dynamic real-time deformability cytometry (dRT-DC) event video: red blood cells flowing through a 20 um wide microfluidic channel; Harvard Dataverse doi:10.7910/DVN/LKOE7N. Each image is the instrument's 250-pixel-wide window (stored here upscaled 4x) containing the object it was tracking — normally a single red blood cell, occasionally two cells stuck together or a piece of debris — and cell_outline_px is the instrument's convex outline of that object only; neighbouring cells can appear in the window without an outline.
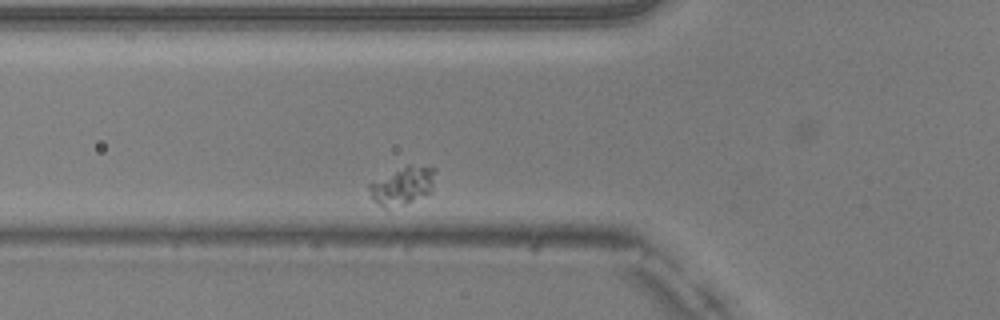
{"species": "common noctule bat (a hibernating species)", "species_latin": "Nyctalus noctula", "temperature_condition": "warm", "stored_images_in_passage": 45, "camera_frame_rate_fps": 3000, "um_per_image_px": 0.085, "animal": {"sex": "male", "body_mass_g": 20.5, "forearm_length_mm": 52.5}, "frame": {"image": 1, "passage_image": 7, "time_ms": 2.0, "image_size_px": [1000, 320], "cell_outline_px": [[436, 172], [432, 192], [404, 204], [384, 208], [372, 200], [368, 188], [368, 184], [408, 164], [436, 168]], "centroid_in_image_um": [34.23, 15.78], "position_along_channel_um": 91.6, "area_um2": 14.51}}
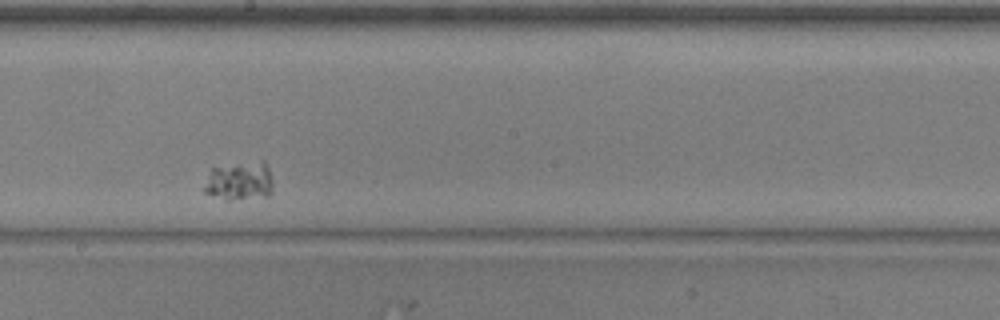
{"frame": {"image": 2, "passage_image": 19, "time_ms": 6.0, "image_size_px": [1000, 320], "cell_outline_px": [[272, 192], [268, 196], [228, 200], [224, 200], [204, 192], [204, 188], [212, 168], [264, 160], [268, 168], [272, 180]], "centroid_in_image_um": [20.39, 15.41], "position_along_channel_um": 227.8, "area_um2": 15.26}}
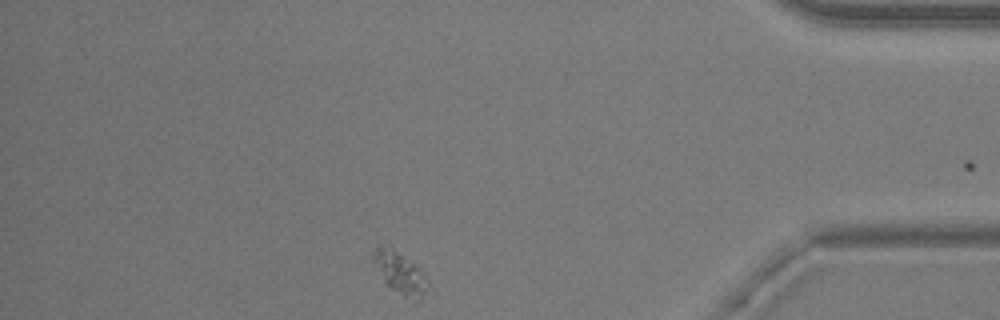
{"frame": {"image": 3, "passage_image": 37, "time_ms": 12.0, "image_size_px": [1000, 320], "cell_outline_px": [[428, 284], [424, 292], [420, 296], [404, 296], [392, 288], [384, 280], [372, 264], [372, 252], [376, 244], [392, 244], [416, 264], [424, 272], [428, 280]], "centroid_in_image_um": [33.92, 23.0], "position_along_channel_um": 401.3, "area_um2": 13.47}}